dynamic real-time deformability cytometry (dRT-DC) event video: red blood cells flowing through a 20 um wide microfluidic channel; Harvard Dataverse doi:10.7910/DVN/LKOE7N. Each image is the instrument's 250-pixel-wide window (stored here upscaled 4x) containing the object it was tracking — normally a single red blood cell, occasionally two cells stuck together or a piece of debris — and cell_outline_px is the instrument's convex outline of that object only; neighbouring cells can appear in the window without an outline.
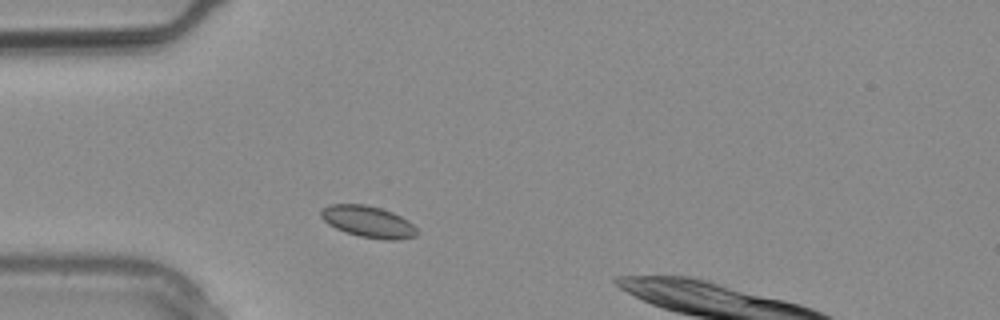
{"species": "common noctule bat (a hibernating species)", "species_latin": "Nyctalus noctula", "temperature_condition": "warm", "stored_images_in_passage": 3, "camera_frame_rate_fps": 3000, "um_per_image_px": 0.085, "animal": {"sex": "male", "body_mass_g": 20.4}, "frame": {"image": 1, "passage_image": 2, "time_ms": 0.333, "image_size_px": [1000, 320], "cell_outline_px": [[420, 232], [416, 236], [400, 240], [384, 240], [360, 236], [344, 232], [328, 224], [320, 216], [320, 208], [332, 204], [364, 204], [380, 208], [392, 212], [408, 220]], "centroid_in_image_um": [31.3, 18.85], "position_along_channel_um": 53.7, "area_um2": 17.8}}